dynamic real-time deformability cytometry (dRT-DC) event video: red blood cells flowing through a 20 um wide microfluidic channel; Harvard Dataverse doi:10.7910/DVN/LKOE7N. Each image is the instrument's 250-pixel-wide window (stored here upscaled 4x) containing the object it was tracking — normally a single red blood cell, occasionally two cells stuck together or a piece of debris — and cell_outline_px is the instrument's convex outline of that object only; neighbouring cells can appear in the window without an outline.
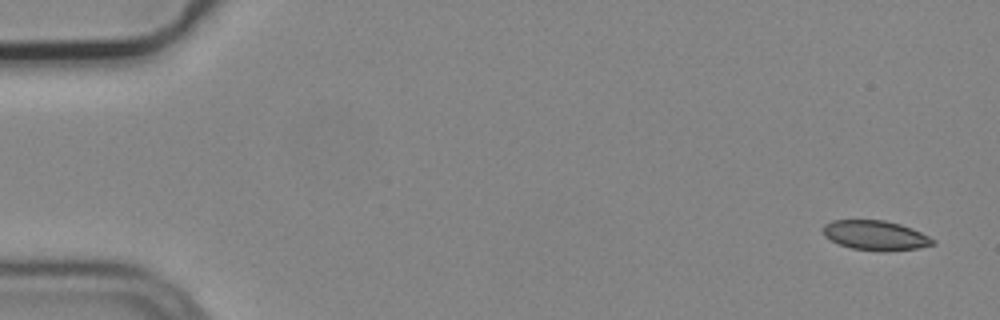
{"species": "common noctule bat (a hibernating species)", "species_latin": "Nyctalus noctula", "temperature_condition": "cold", "stored_images_in_passage": 6, "camera_frame_rate_fps": 3000, "um_per_image_px": 0.085, "animal": {"sex": "male", "body_mass_g": 19.2, "forearm_length_mm": 51.8}, "frame": {"image": 1, "passage_image": 1, "time_ms": 0.0, "image_size_px": [1000, 320], "cell_outline_px": [[936, 244], [916, 248], [852, 248], [840, 244], [824, 236], [820, 228], [824, 224], [832, 220], [884, 220], [900, 224], [912, 228], [936, 240]], "centroid_in_image_um": [74.36, 19.94], "position_along_channel_um": 10.6, "area_um2": 18.15}}
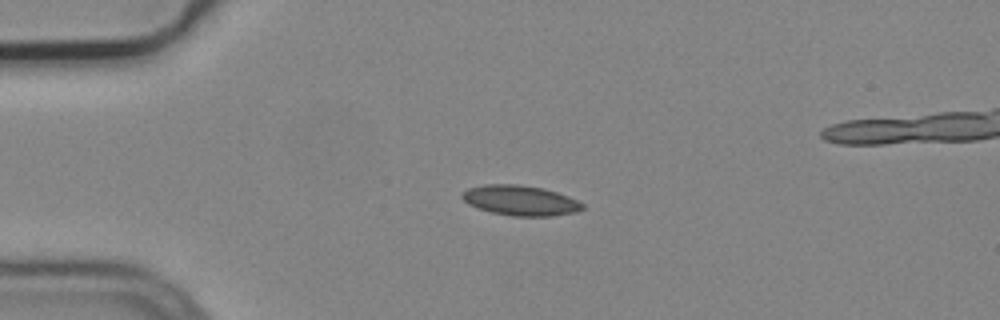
{"frame": {"image": 2, "passage_image": 4, "time_ms": 1.0, "image_size_px": [1000, 320], "cell_outline_px": [[584, 208], [576, 212], [552, 216], [512, 216], [492, 212], [468, 204], [460, 196], [468, 188], [484, 184], [520, 184], [544, 188], [568, 196], [584, 204]], "centroid_in_image_um": [44.24, 17.03], "position_along_channel_um": 40.8, "area_um2": 21.1}}
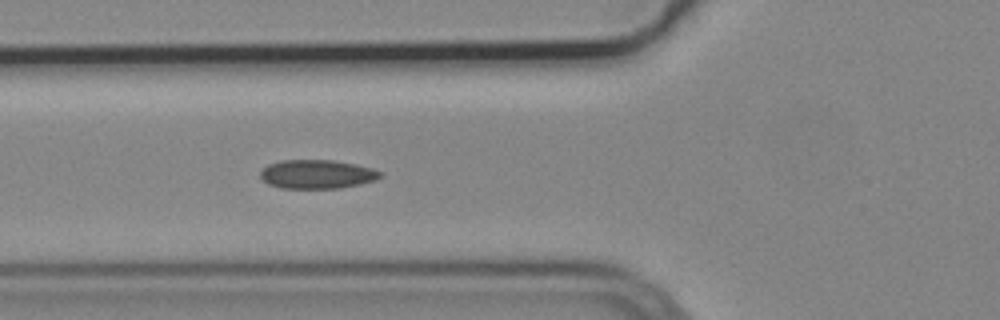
{"frame": {"image": 3, "passage_image": 6, "time_ms": 1.667, "image_size_px": [1000, 320], "cell_outline_px": [[384, 172], [376, 180], [360, 184], [340, 188], [280, 188], [268, 184], [260, 176], [260, 172], [268, 164], [280, 160], [332, 160], [356, 164], [372, 168]], "centroid_in_image_um": [26.96, 14.8], "position_along_channel_um": 98.8, "area_um2": 20.23}}